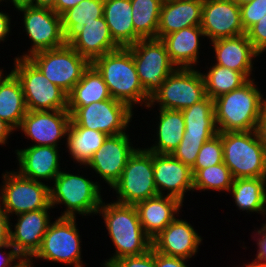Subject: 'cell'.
<instances>
[{
	"label": "cell",
	"instance_id": "cell-31",
	"mask_svg": "<svg viewBox=\"0 0 266 267\" xmlns=\"http://www.w3.org/2000/svg\"><path fill=\"white\" fill-rule=\"evenodd\" d=\"M112 99L108 86L98 70L90 64L81 80L68 94V107H86L93 102Z\"/></svg>",
	"mask_w": 266,
	"mask_h": 267
},
{
	"label": "cell",
	"instance_id": "cell-39",
	"mask_svg": "<svg viewBox=\"0 0 266 267\" xmlns=\"http://www.w3.org/2000/svg\"><path fill=\"white\" fill-rule=\"evenodd\" d=\"M211 138L187 136V134H184L179 146L171 154L184 165L192 168L196 162L199 150Z\"/></svg>",
	"mask_w": 266,
	"mask_h": 267
},
{
	"label": "cell",
	"instance_id": "cell-8",
	"mask_svg": "<svg viewBox=\"0 0 266 267\" xmlns=\"http://www.w3.org/2000/svg\"><path fill=\"white\" fill-rule=\"evenodd\" d=\"M201 68H176L151 97L147 110L157 108L182 111L206 97Z\"/></svg>",
	"mask_w": 266,
	"mask_h": 267
},
{
	"label": "cell",
	"instance_id": "cell-32",
	"mask_svg": "<svg viewBox=\"0 0 266 267\" xmlns=\"http://www.w3.org/2000/svg\"><path fill=\"white\" fill-rule=\"evenodd\" d=\"M27 111L22 86L12 74L0 88V118L17 132Z\"/></svg>",
	"mask_w": 266,
	"mask_h": 267
},
{
	"label": "cell",
	"instance_id": "cell-22",
	"mask_svg": "<svg viewBox=\"0 0 266 267\" xmlns=\"http://www.w3.org/2000/svg\"><path fill=\"white\" fill-rule=\"evenodd\" d=\"M211 45L215 59L211 61H214V64L241 72L248 80L254 77L253 72L256 67L253 64L255 59L261 56L246 33L237 37L214 40L210 43V47Z\"/></svg>",
	"mask_w": 266,
	"mask_h": 267
},
{
	"label": "cell",
	"instance_id": "cell-40",
	"mask_svg": "<svg viewBox=\"0 0 266 267\" xmlns=\"http://www.w3.org/2000/svg\"><path fill=\"white\" fill-rule=\"evenodd\" d=\"M241 23L247 32L261 18L266 15V0H253L240 7Z\"/></svg>",
	"mask_w": 266,
	"mask_h": 267
},
{
	"label": "cell",
	"instance_id": "cell-33",
	"mask_svg": "<svg viewBox=\"0 0 266 267\" xmlns=\"http://www.w3.org/2000/svg\"><path fill=\"white\" fill-rule=\"evenodd\" d=\"M104 0H83L61 15L64 41L69 45L82 31L85 24L103 17Z\"/></svg>",
	"mask_w": 266,
	"mask_h": 267
},
{
	"label": "cell",
	"instance_id": "cell-44",
	"mask_svg": "<svg viewBox=\"0 0 266 267\" xmlns=\"http://www.w3.org/2000/svg\"><path fill=\"white\" fill-rule=\"evenodd\" d=\"M22 260L23 258L10 243L0 245V267H15Z\"/></svg>",
	"mask_w": 266,
	"mask_h": 267
},
{
	"label": "cell",
	"instance_id": "cell-17",
	"mask_svg": "<svg viewBox=\"0 0 266 267\" xmlns=\"http://www.w3.org/2000/svg\"><path fill=\"white\" fill-rule=\"evenodd\" d=\"M201 29L209 43L245 34L240 7L232 0H204Z\"/></svg>",
	"mask_w": 266,
	"mask_h": 267
},
{
	"label": "cell",
	"instance_id": "cell-27",
	"mask_svg": "<svg viewBox=\"0 0 266 267\" xmlns=\"http://www.w3.org/2000/svg\"><path fill=\"white\" fill-rule=\"evenodd\" d=\"M69 45L90 62L120 48L111 37L104 16L85 24Z\"/></svg>",
	"mask_w": 266,
	"mask_h": 267
},
{
	"label": "cell",
	"instance_id": "cell-51",
	"mask_svg": "<svg viewBox=\"0 0 266 267\" xmlns=\"http://www.w3.org/2000/svg\"><path fill=\"white\" fill-rule=\"evenodd\" d=\"M2 2H6V4H8V7L9 4L11 3V5L14 6V10L16 11L24 7L35 6V0H2Z\"/></svg>",
	"mask_w": 266,
	"mask_h": 267
},
{
	"label": "cell",
	"instance_id": "cell-11",
	"mask_svg": "<svg viewBox=\"0 0 266 267\" xmlns=\"http://www.w3.org/2000/svg\"><path fill=\"white\" fill-rule=\"evenodd\" d=\"M50 82L69 94L91 62L70 45L42 50L27 57Z\"/></svg>",
	"mask_w": 266,
	"mask_h": 267
},
{
	"label": "cell",
	"instance_id": "cell-25",
	"mask_svg": "<svg viewBox=\"0 0 266 267\" xmlns=\"http://www.w3.org/2000/svg\"><path fill=\"white\" fill-rule=\"evenodd\" d=\"M204 0H164L157 39L191 26H201Z\"/></svg>",
	"mask_w": 266,
	"mask_h": 267
},
{
	"label": "cell",
	"instance_id": "cell-53",
	"mask_svg": "<svg viewBox=\"0 0 266 267\" xmlns=\"http://www.w3.org/2000/svg\"><path fill=\"white\" fill-rule=\"evenodd\" d=\"M9 72L8 73H4V69L0 68V88L1 86L3 85V83L13 74V69L8 70Z\"/></svg>",
	"mask_w": 266,
	"mask_h": 267
},
{
	"label": "cell",
	"instance_id": "cell-12",
	"mask_svg": "<svg viewBox=\"0 0 266 267\" xmlns=\"http://www.w3.org/2000/svg\"><path fill=\"white\" fill-rule=\"evenodd\" d=\"M71 114L70 126H81L100 131L108 136L130 130L134 111L115 99L93 102L86 107H67Z\"/></svg>",
	"mask_w": 266,
	"mask_h": 267
},
{
	"label": "cell",
	"instance_id": "cell-14",
	"mask_svg": "<svg viewBox=\"0 0 266 267\" xmlns=\"http://www.w3.org/2000/svg\"><path fill=\"white\" fill-rule=\"evenodd\" d=\"M127 48L132 52L140 83L151 98L177 67L160 39H141Z\"/></svg>",
	"mask_w": 266,
	"mask_h": 267
},
{
	"label": "cell",
	"instance_id": "cell-29",
	"mask_svg": "<svg viewBox=\"0 0 266 267\" xmlns=\"http://www.w3.org/2000/svg\"><path fill=\"white\" fill-rule=\"evenodd\" d=\"M230 193V194H229ZM237 210L266 216V177L236 178L228 192Z\"/></svg>",
	"mask_w": 266,
	"mask_h": 267
},
{
	"label": "cell",
	"instance_id": "cell-24",
	"mask_svg": "<svg viewBox=\"0 0 266 267\" xmlns=\"http://www.w3.org/2000/svg\"><path fill=\"white\" fill-rule=\"evenodd\" d=\"M201 37V38H200ZM201 26H191L163 36L170 61L177 68H197L201 63V40L205 39Z\"/></svg>",
	"mask_w": 266,
	"mask_h": 267
},
{
	"label": "cell",
	"instance_id": "cell-45",
	"mask_svg": "<svg viewBox=\"0 0 266 267\" xmlns=\"http://www.w3.org/2000/svg\"><path fill=\"white\" fill-rule=\"evenodd\" d=\"M189 260L166 256L155 251V266L156 267H189L187 265Z\"/></svg>",
	"mask_w": 266,
	"mask_h": 267
},
{
	"label": "cell",
	"instance_id": "cell-41",
	"mask_svg": "<svg viewBox=\"0 0 266 267\" xmlns=\"http://www.w3.org/2000/svg\"><path fill=\"white\" fill-rule=\"evenodd\" d=\"M108 267H156L155 250L151 248L144 254L128 256L113 261Z\"/></svg>",
	"mask_w": 266,
	"mask_h": 267
},
{
	"label": "cell",
	"instance_id": "cell-46",
	"mask_svg": "<svg viewBox=\"0 0 266 267\" xmlns=\"http://www.w3.org/2000/svg\"><path fill=\"white\" fill-rule=\"evenodd\" d=\"M11 219L0 205V245L10 243Z\"/></svg>",
	"mask_w": 266,
	"mask_h": 267
},
{
	"label": "cell",
	"instance_id": "cell-43",
	"mask_svg": "<svg viewBox=\"0 0 266 267\" xmlns=\"http://www.w3.org/2000/svg\"><path fill=\"white\" fill-rule=\"evenodd\" d=\"M256 229L251 235L257 245V253L254 255L256 256L254 259L266 265V222L262 223L261 227Z\"/></svg>",
	"mask_w": 266,
	"mask_h": 267
},
{
	"label": "cell",
	"instance_id": "cell-38",
	"mask_svg": "<svg viewBox=\"0 0 266 267\" xmlns=\"http://www.w3.org/2000/svg\"><path fill=\"white\" fill-rule=\"evenodd\" d=\"M220 163H223V144L221 133H217L203 144L191 169H205Z\"/></svg>",
	"mask_w": 266,
	"mask_h": 267
},
{
	"label": "cell",
	"instance_id": "cell-20",
	"mask_svg": "<svg viewBox=\"0 0 266 267\" xmlns=\"http://www.w3.org/2000/svg\"><path fill=\"white\" fill-rule=\"evenodd\" d=\"M177 216L152 239V248L163 255L190 260L198 254L203 237L187 219Z\"/></svg>",
	"mask_w": 266,
	"mask_h": 267
},
{
	"label": "cell",
	"instance_id": "cell-30",
	"mask_svg": "<svg viewBox=\"0 0 266 267\" xmlns=\"http://www.w3.org/2000/svg\"><path fill=\"white\" fill-rule=\"evenodd\" d=\"M108 135L81 126H69L65 152L78 166H85L93 154L102 146Z\"/></svg>",
	"mask_w": 266,
	"mask_h": 267
},
{
	"label": "cell",
	"instance_id": "cell-34",
	"mask_svg": "<svg viewBox=\"0 0 266 267\" xmlns=\"http://www.w3.org/2000/svg\"><path fill=\"white\" fill-rule=\"evenodd\" d=\"M185 133L194 137H213L218 131L214 116V100L206 96L203 100L182 110Z\"/></svg>",
	"mask_w": 266,
	"mask_h": 267
},
{
	"label": "cell",
	"instance_id": "cell-35",
	"mask_svg": "<svg viewBox=\"0 0 266 267\" xmlns=\"http://www.w3.org/2000/svg\"><path fill=\"white\" fill-rule=\"evenodd\" d=\"M207 72H201L204 83L206 96L211 99L229 93L234 89L241 87L248 79L241 73L227 67L216 65L213 62L205 67Z\"/></svg>",
	"mask_w": 266,
	"mask_h": 267
},
{
	"label": "cell",
	"instance_id": "cell-3",
	"mask_svg": "<svg viewBox=\"0 0 266 267\" xmlns=\"http://www.w3.org/2000/svg\"><path fill=\"white\" fill-rule=\"evenodd\" d=\"M91 64L101 74L113 99L125 103L131 110L146 106L150 97L140 83L132 52L122 48L94 59Z\"/></svg>",
	"mask_w": 266,
	"mask_h": 267
},
{
	"label": "cell",
	"instance_id": "cell-55",
	"mask_svg": "<svg viewBox=\"0 0 266 267\" xmlns=\"http://www.w3.org/2000/svg\"><path fill=\"white\" fill-rule=\"evenodd\" d=\"M34 262L31 259H23L15 267H35Z\"/></svg>",
	"mask_w": 266,
	"mask_h": 267
},
{
	"label": "cell",
	"instance_id": "cell-10",
	"mask_svg": "<svg viewBox=\"0 0 266 267\" xmlns=\"http://www.w3.org/2000/svg\"><path fill=\"white\" fill-rule=\"evenodd\" d=\"M1 175L0 205L10 219L14 214L52 208L49 185L26 178L16 170H5Z\"/></svg>",
	"mask_w": 266,
	"mask_h": 267
},
{
	"label": "cell",
	"instance_id": "cell-2",
	"mask_svg": "<svg viewBox=\"0 0 266 267\" xmlns=\"http://www.w3.org/2000/svg\"><path fill=\"white\" fill-rule=\"evenodd\" d=\"M249 79L241 87L214 99V116L218 133L256 130L266 96Z\"/></svg>",
	"mask_w": 266,
	"mask_h": 267
},
{
	"label": "cell",
	"instance_id": "cell-18",
	"mask_svg": "<svg viewBox=\"0 0 266 267\" xmlns=\"http://www.w3.org/2000/svg\"><path fill=\"white\" fill-rule=\"evenodd\" d=\"M52 209L44 208L14 215L16 223L13 225L10 222V244L23 259H31L39 250L51 223Z\"/></svg>",
	"mask_w": 266,
	"mask_h": 267
},
{
	"label": "cell",
	"instance_id": "cell-52",
	"mask_svg": "<svg viewBox=\"0 0 266 267\" xmlns=\"http://www.w3.org/2000/svg\"><path fill=\"white\" fill-rule=\"evenodd\" d=\"M56 0H35V7L53 9Z\"/></svg>",
	"mask_w": 266,
	"mask_h": 267
},
{
	"label": "cell",
	"instance_id": "cell-50",
	"mask_svg": "<svg viewBox=\"0 0 266 267\" xmlns=\"http://www.w3.org/2000/svg\"><path fill=\"white\" fill-rule=\"evenodd\" d=\"M16 132L8 123L0 118V146L1 148L9 144L8 139L11 138V134Z\"/></svg>",
	"mask_w": 266,
	"mask_h": 267
},
{
	"label": "cell",
	"instance_id": "cell-21",
	"mask_svg": "<svg viewBox=\"0 0 266 267\" xmlns=\"http://www.w3.org/2000/svg\"><path fill=\"white\" fill-rule=\"evenodd\" d=\"M61 147L54 146H34L15 150L17 157V172L31 180L42 182L49 185L55 177L62 171L61 168ZM47 182V183H46ZM49 182V183H48Z\"/></svg>",
	"mask_w": 266,
	"mask_h": 267
},
{
	"label": "cell",
	"instance_id": "cell-37",
	"mask_svg": "<svg viewBox=\"0 0 266 267\" xmlns=\"http://www.w3.org/2000/svg\"><path fill=\"white\" fill-rule=\"evenodd\" d=\"M193 173V192L218 191L229 192L233 184V176L229 168L220 163L205 169H191Z\"/></svg>",
	"mask_w": 266,
	"mask_h": 267
},
{
	"label": "cell",
	"instance_id": "cell-54",
	"mask_svg": "<svg viewBox=\"0 0 266 267\" xmlns=\"http://www.w3.org/2000/svg\"><path fill=\"white\" fill-rule=\"evenodd\" d=\"M240 267H266V265L263 264L261 261L252 259L251 262H247L246 264L243 262V265H241Z\"/></svg>",
	"mask_w": 266,
	"mask_h": 267
},
{
	"label": "cell",
	"instance_id": "cell-9",
	"mask_svg": "<svg viewBox=\"0 0 266 267\" xmlns=\"http://www.w3.org/2000/svg\"><path fill=\"white\" fill-rule=\"evenodd\" d=\"M111 189L117 199L113 201L125 205H136L158 195L154 183L153 153L139 146L128 158L120 179Z\"/></svg>",
	"mask_w": 266,
	"mask_h": 267
},
{
	"label": "cell",
	"instance_id": "cell-5",
	"mask_svg": "<svg viewBox=\"0 0 266 267\" xmlns=\"http://www.w3.org/2000/svg\"><path fill=\"white\" fill-rule=\"evenodd\" d=\"M223 163L234 179L266 177V150L255 130L222 132Z\"/></svg>",
	"mask_w": 266,
	"mask_h": 267
},
{
	"label": "cell",
	"instance_id": "cell-23",
	"mask_svg": "<svg viewBox=\"0 0 266 267\" xmlns=\"http://www.w3.org/2000/svg\"><path fill=\"white\" fill-rule=\"evenodd\" d=\"M183 205L175 197L158 194L138 202L135 206L145 233L153 239L180 213L182 214Z\"/></svg>",
	"mask_w": 266,
	"mask_h": 267
},
{
	"label": "cell",
	"instance_id": "cell-4",
	"mask_svg": "<svg viewBox=\"0 0 266 267\" xmlns=\"http://www.w3.org/2000/svg\"><path fill=\"white\" fill-rule=\"evenodd\" d=\"M87 175L78 172L72 174L65 168L55 177L49 186L50 204L52 208L64 205L65 210L60 217H93L103 201L102 185L92 181ZM78 214V215H77ZM85 216V217H83Z\"/></svg>",
	"mask_w": 266,
	"mask_h": 267
},
{
	"label": "cell",
	"instance_id": "cell-6",
	"mask_svg": "<svg viewBox=\"0 0 266 267\" xmlns=\"http://www.w3.org/2000/svg\"><path fill=\"white\" fill-rule=\"evenodd\" d=\"M76 219L77 217L55 218L49 224L41 246L31 260L34 263L42 259L60 265L84 267L86 263L82 260V238Z\"/></svg>",
	"mask_w": 266,
	"mask_h": 267
},
{
	"label": "cell",
	"instance_id": "cell-49",
	"mask_svg": "<svg viewBox=\"0 0 266 267\" xmlns=\"http://www.w3.org/2000/svg\"><path fill=\"white\" fill-rule=\"evenodd\" d=\"M82 1L83 0H56L55 6L52 10L61 16L68 9L77 6Z\"/></svg>",
	"mask_w": 266,
	"mask_h": 267
},
{
	"label": "cell",
	"instance_id": "cell-48",
	"mask_svg": "<svg viewBox=\"0 0 266 267\" xmlns=\"http://www.w3.org/2000/svg\"><path fill=\"white\" fill-rule=\"evenodd\" d=\"M255 131L259 140L261 141V144L266 150V104L262 108Z\"/></svg>",
	"mask_w": 266,
	"mask_h": 267
},
{
	"label": "cell",
	"instance_id": "cell-56",
	"mask_svg": "<svg viewBox=\"0 0 266 267\" xmlns=\"http://www.w3.org/2000/svg\"><path fill=\"white\" fill-rule=\"evenodd\" d=\"M235 4H237L239 7L252 2L253 0H232Z\"/></svg>",
	"mask_w": 266,
	"mask_h": 267
},
{
	"label": "cell",
	"instance_id": "cell-26",
	"mask_svg": "<svg viewBox=\"0 0 266 267\" xmlns=\"http://www.w3.org/2000/svg\"><path fill=\"white\" fill-rule=\"evenodd\" d=\"M152 145L146 150L158 154H171L180 144L185 133V122L182 111L157 108ZM159 120V121H158Z\"/></svg>",
	"mask_w": 266,
	"mask_h": 267
},
{
	"label": "cell",
	"instance_id": "cell-36",
	"mask_svg": "<svg viewBox=\"0 0 266 267\" xmlns=\"http://www.w3.org/2000/svg\"><path fill=\"white\" fill-rule=\"evenodd\" d=\"M164 0H130L135 33L141 39H157Z\"/></svg>",
	"mask_w": 266,
	"mask_h": 267
},
{
	"label": "cell",
	"instance_id": "cell-1",
	"mask_svg": "<svg viewBox=\"0 0 266 267\" xmlns=\"http://www.w3.org/2000/svg\"><path fill=\"white\" fill-rule=\"evenodd\" d=\"M97 214L104 220L102 223L115 248V252L102 262V267L123 257L144 254L152 248V239L145 233L135 205L103 200Z\"/></svg>",
	"mask_w": 266,
	"mask_h": 267
},
{
	"label": "cell",
	"instance_id": "cell-7",
	"mask_svg": "<svg viewBox=\"0 0 266 267\" xmlns=\"http://www.w3.org/2000/svg\"><path fill=\"white\" fill-rule=\"evenodd\" d=\"M13 74L19 80L29 111L67 110L68 94L53 84L28 59L14 57Z\"/></svg>",
	"mask_w": 266,
	"mask_h": 267
},
{
	"label": "cell",
	"instance_id": "cell-16",
	"mask_svg": "<svg viewBox=\"0 0 266 267\" xmlns=\"http://www.w3.org/2000/svg\"><path fill=\"white\" fill-rule=\"evenodd\" d=\"M70 122L71 114L67 110H28L17 131L30 139L31 145L60 147L66 144Z\"/></svg>",
	"mask_w": 266,
	"mask_h": 267
},
{
	"label": "cell",
	"instance_id": "cell-42",
	"mask_svg": "<svg viewBox=\"0 0 266 267\" xmlns=\"http://www.w3.org/2000/svg\"><path fill=\"white\" fill-rule=\"evenodd\" d=\"M255 50L262 56L266 53V15L246 32ZM265 52V53H263Z\"/></svg>",
	"mask_w": 266,
	"mask_h": 267
},
{
	"label": "cell",
	"instance_id": "cell-47",
	"mask_svg": "<svg viewBox=\"0 0 266 267\" xmlns=\"http://www.w3.org/2000/svg\"><path fill=\"white\" fill-rule=\"evenodd\" d=\"M12 15L10 16L8 12L6 13L0 10V44L1 42H7V38L10 37L9 34H12Z\"/></svg>",
	"mask_w": 266,
	"mask_h": 267
},
{
	"label": "cell",
	"instance_id": "cell-15",
	"mask_svg": "<svg viewBox=\"0 0 266 267\" xmlns=\"http://www.w3.org/2000/svg\"><path fill=\"white\" fill-rule=\"evenodd\" d=\"M130 134L125 132L107 136L102 146L93 154L90 161L83 167L92 170L97 178L105 182L111 191L113 185L120 179L128 158L138 148L133 146ZM91 168V169H90ZM99 176V177H98Z\"/></svg>",
	"mask_w": 266,
	"mask_h": 267
},
{
	"label": "cell",
	"instance_id": "cell-13",
	"mask_svg": "<svg viewBox=\"0 0 266 267\" xmlns=\"http://www.w3.org/2000/svg\"><path fill=\"white\" fill-rule=\"evenodd\" d=\"M17 12L20 18L22 14L21 24L31 46L22 55L17 54L16 58H27L36 52L66 45L61 16L52 9L31 6L18 9Z\"/></svg>",
	"mask_w": 266,
	"mask_h": 267
},
{
	"label": "cell",
	"instance_id": "cell-19",
	"mask_svg": "<svg viewBox=\"0 0 266 267\" xmlns=\"http://www.w3.org/2000/svg\"><path fill=\"white\" fill-rule=\"evenodd\" d=\"M154 183L159 195L172 196L182 203L193 192V173L172 154L153 153Z\"/></svg>",
	"mask_w": 266,
	"mask_h": 267
},
{
	"label": "cell",
	"instance_id": "cell-28",
	"mask_svg": "<svg viewBox=\"0 0 266 267\" xmlns=\"http://www.w3.org/2000/svg\"><path fill=\"white\" fill-rule=\"evenodd\" d=\"M130 0H104L103 16L114 42L122 48L130 47L141 38L135 33Z\"/></svg>",
	"mask_w": 266,
	"mask_h": 267
}]
</instances>
